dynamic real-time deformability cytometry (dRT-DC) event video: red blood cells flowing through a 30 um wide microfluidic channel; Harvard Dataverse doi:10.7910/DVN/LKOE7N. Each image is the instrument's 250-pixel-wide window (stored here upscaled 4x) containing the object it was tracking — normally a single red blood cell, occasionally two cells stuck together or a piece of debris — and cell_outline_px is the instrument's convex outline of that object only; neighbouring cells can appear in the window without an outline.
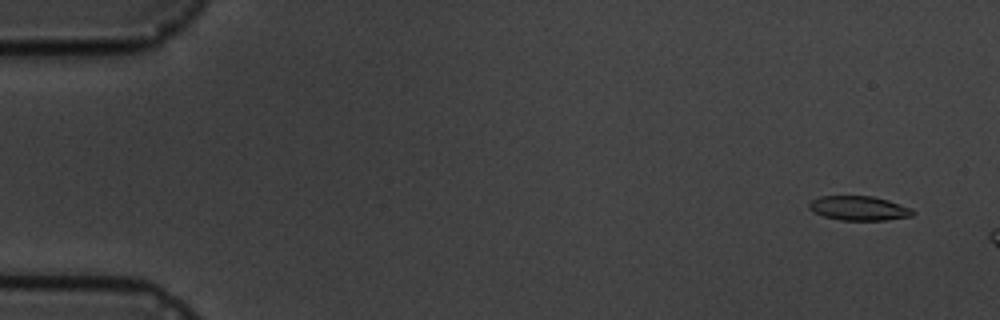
{"species": "common noctule bat (a hibernating species)", "species_latin": "Nyctalus noctula", "temperature_condition": "cold", "stored_images_in_passage": 4, "camera_frame_rate_fps": 3000, "um_per_image_px": 0.085, "animal": {"sex": "male", "body_mass_g": 19.5, "forearm_length_mm": 54.6}, "frame": {"image": 1, "passage_image": 2, "time_ms": 1.0, "image_size_px": [1000, 320], "cell_outline_px": [[916, 212], [912, 216], [884, 220], [840, 220], [824, 216], [808, 208], [808, 204], [812, 200], [820, 196], [872, 196], [888, 200], [912, 208]], "centroid_in_image_um": [73.03, 17.69], "position_along_channel_um": 12.0, "area_um2": 14.68}}